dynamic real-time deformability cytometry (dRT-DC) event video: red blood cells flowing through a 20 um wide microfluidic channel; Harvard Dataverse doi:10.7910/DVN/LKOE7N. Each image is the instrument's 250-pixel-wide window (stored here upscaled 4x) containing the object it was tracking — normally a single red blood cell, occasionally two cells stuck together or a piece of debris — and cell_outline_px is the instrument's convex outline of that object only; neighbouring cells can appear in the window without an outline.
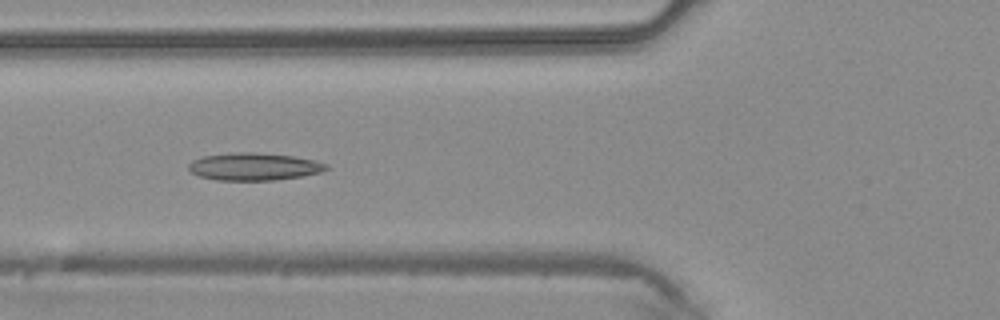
{"species": "common noctule bat (a hibernating species)", "species_latin": "Nyctalus noctula", "temperature_condition": "warm", "stored_images_in_passage": 36, "camera_frame_rate_fps": 3000, "um_per_image_px": 0.085, "animal": {"sex": "male", "body_mass_g": 20.4}, "frame": {"image": 1, "passage_image": 9, "time_ms": 2.667, "image_size_px": [1000, 320], "cell_outline_px": [[328, 168], [320, 172], [300, 176], [272, 180], [216, 180], [200, 176], [192, 172], [188, 168], [188, 164], [192, 160], [204, 156], [236, 152], [252, 152], [292, 156], [312, 160], [328, 164]], "centroid_in_image_um": [21.55, 14.16], "position_along_channel_um": 104.2, "area_um2": 21.73}}
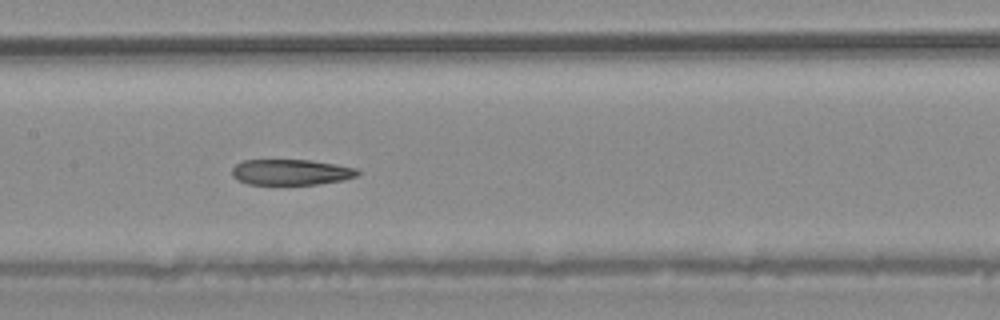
{"frame": {"image": 2, "passage_image": 14, "time_ms": 4.333, "image_size_px": [1000, 320], "cell_outline_px": [[360, 172], [356, 176], [344, 180], [316, 184], [248, 184], [232, 176], [232, 168], [236, 164], [244, 160], [312, 160], [336, 164], [356, 168]], "centroid_in_image_um": [24.75, 14.62], "position_along_channel_um": 182.7, "area_um2": 18.73}}
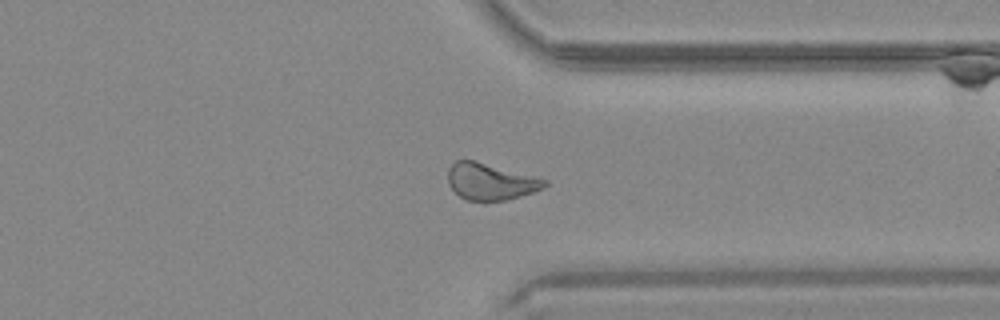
{"frame": {"image": 3, "passage_image": 26, "time_ms": 8.333, "image_size_px": [1000, 320], "cell_outline_px": [[548, 184], [544, 188], [508, 200], [464, 200], [448, 184], [448, 168], [456, 160], [476, 160], [548, 180]], "centroid_in_image_um": [41.69, 15.42], "position_along_channel_um": 369.7, "area_um2": 20.58}}